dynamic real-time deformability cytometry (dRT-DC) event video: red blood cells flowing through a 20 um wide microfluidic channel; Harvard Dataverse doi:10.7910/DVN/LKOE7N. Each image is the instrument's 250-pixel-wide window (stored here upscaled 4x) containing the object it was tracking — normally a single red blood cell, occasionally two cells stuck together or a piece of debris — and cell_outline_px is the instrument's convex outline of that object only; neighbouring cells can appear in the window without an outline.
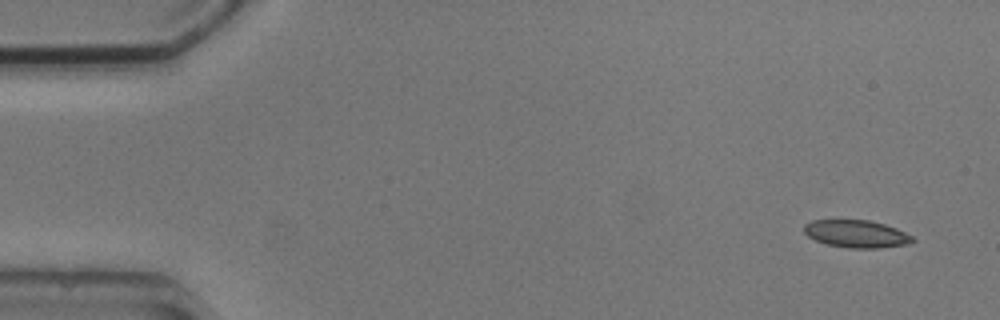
{"species": "common noctule bat (a hibernating species)", "species_latin": "Nyctalus noctula", "temperature_condition": "cold", "stored_images_in_passage": 7, "camera_frame_rate_fps": 3000, "um_per_image_px": 0.085, "animal": {"sex": "male", "body_mass_g": 20.5, "forearm_length_mm": 52.5}, "frame": {"image": 1, "passage_image": 1, "time_ms": 0.0, "image_size_px": [1000, 320], "cell_outline_px": [[916, 240], [908, 244], [880, 248], [848, 248], [828, 244], [816, 240], [808, 236], [804, 232], [804, 224], [812, 220], [868, 220], [884, 224], [896, 228], [912, 236]], "centroid_in_image_um": [72.8, 19.88], "position_along_channel_um": 12.2, "area_um2": 17.34}}
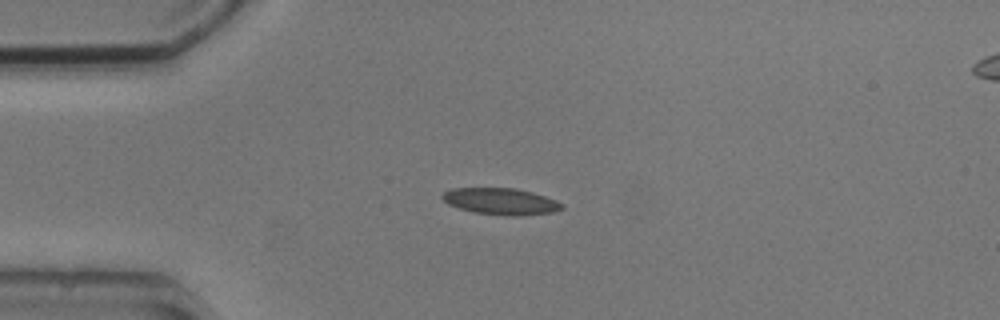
{"frame": {"image": 2, "passage_image": 4, "time_ms": 3.333, "image_size_px": [1000, 320], "cell_outline_px": [[564, 208], [552, 212], [516, 216], [508, 216], [472, 212], [448, 204], [440, 196], [444, 192], [452, 188], [516, 188], [532, 192], [556, 200], [564, 204]], "centroid_in_image_um": [42.57, 17.11], "position_along_channel_um": 42.4, "area_um2": 18.5}}